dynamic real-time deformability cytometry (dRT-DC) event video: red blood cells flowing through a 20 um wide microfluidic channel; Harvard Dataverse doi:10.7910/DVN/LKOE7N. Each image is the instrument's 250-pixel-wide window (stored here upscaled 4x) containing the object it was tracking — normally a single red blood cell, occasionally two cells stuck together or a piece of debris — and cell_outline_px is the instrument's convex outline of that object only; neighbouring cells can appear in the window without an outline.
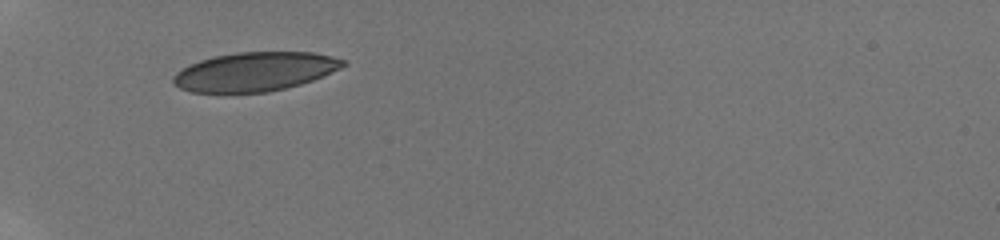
{"species": "human", "species_latin": "Homo sapiens", "temperature_condition": "room temperature", "stored_images_in_passage": 12, "camera_frame_rate_fps": 3000, "um_per_image_px": 0.085, "donor": {"sex": "male"}, "frame": {"image": 1, "passage_image": 1, "time_ms": 0.0, "image_size_px": [1000, 240], "cell_outline_px": [[348, 64], [340, 68], [312, 80], [300, 84], [268, 92], [192, 92], [180, 88], [172, 80], [172, 76], [180, 68], [188, 64], [200, 60], [216, 56], [236, 52], [312, 52], [332, 56], [344, 60]], "centroid_in_image_um": [21.64, 6.08], "position_along_channel_um": 63.4, "area_um2": 38.38}}
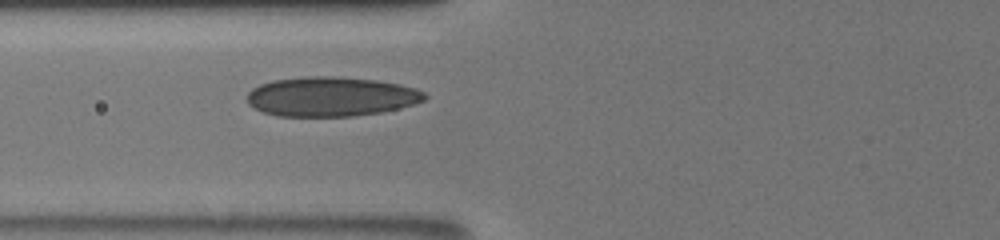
{"frame": {"image": 2, "passage_image": 9, "time_ms": 1.333, "image_size_px": [1000, 240], "cell_outline_px": [[428, 96], [424, 100], [412, 104], [380, 112], [352, 116], [276, 116], [264, 112], [248, 104], [248, 92], [252, 88], [260, 84], [272, 80], [316, 76], [332, 76], [376, 80], [400, 84], [416, 88], [424, 92]], "centroid_in_image_um": [28.13, 8.21], "position_along_channel_um": 97.7, "area_um2": 40.63}}